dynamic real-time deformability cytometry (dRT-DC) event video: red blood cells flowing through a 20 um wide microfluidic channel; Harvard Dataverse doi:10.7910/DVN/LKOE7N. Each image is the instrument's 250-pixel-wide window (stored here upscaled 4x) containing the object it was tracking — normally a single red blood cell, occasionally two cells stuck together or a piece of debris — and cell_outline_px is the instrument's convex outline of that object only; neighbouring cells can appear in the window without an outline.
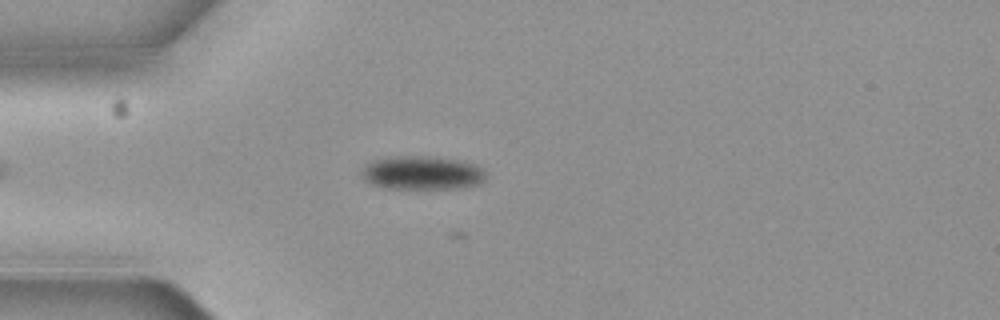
{"species": "common noctule bat (a hibernating species)", "species_latin": "Nyctalus noctula", "temperature_condition": "cold", "stored_images_in_passage": 4, "camera_frame_rate_fps": 3000, "um_per_image_px": 0.085, "animal": {"sex": "female", "body_mass_g": 19.3, "forearm_length_mm": 54.1}, "frame": {"image": 1, "passage_image": 3, "time_ms": 0.667, "image_size_px": [1000, 320], "cell_outline_px": [[484, 180], [480, 184], [460, 188], [384, 188], [372, 184], [364, 180], [360, 172], [372, 160], [396, 156], [428, 156], [460, 160], [476, 164], [484, 172]], "centroid_in_image_um": [35.87, 14.69], "position_along_channel_um": 49.1, "area_um2": 24.28}}